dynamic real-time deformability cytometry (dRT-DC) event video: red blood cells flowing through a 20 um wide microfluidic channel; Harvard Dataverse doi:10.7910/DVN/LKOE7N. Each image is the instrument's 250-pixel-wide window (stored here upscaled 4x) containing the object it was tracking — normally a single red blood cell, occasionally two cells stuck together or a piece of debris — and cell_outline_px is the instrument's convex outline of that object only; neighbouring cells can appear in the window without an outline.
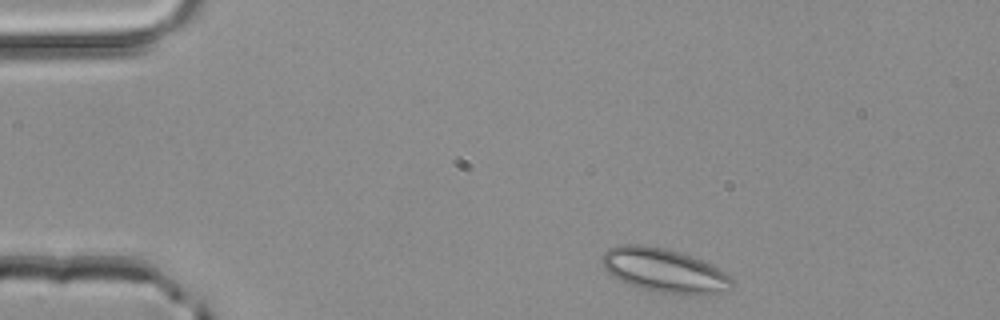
{"species": "common noctule bat (a hibernating species)", "species_latin": "Nyctalus noctula", "temperature_condition": "room temperature", "stored_images_in_passage": 2, "camera_frame_rate_fps": 3000, "um_per_image_px": 0.085, "animal": {"sex": "male", "body_mass_g": 20.4}, "frame": {"image": 1, "passage_image": 1, "time_ms": 0.0, "image_size_px": [1000, 320], "cell_outline_px": [[736, 284], [728, 292], [688, 296], [660, 292], [640, 288], [620, 280], [612, 276], [604, 268], [600, 260], [604, 252], [608, 248], [620, 244], [640, 244], [664, 248], [680, 252], [712, 264], [724, 272]], "centroid_in_image_um": [56.49, 23.0], "position_along_channel_um": 28.5, "area_um2": 33.7}}